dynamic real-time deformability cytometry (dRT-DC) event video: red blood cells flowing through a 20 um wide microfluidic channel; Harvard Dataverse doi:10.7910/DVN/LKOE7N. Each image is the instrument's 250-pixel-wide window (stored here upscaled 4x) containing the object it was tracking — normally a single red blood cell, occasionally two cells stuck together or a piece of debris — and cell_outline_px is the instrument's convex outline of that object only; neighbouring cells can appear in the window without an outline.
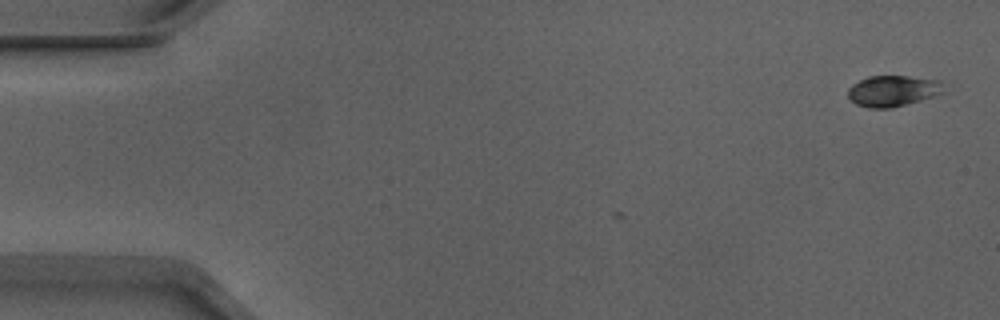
{"species": "Egyptian fruit bat (a non-hibernating species)", "species_latin": "Rousettus aegyptiacus", "temperature_condition": "warm", "stored_images_in_passage": 2, "camera_frame_rate_fps": 3000, "um_per_image_px": 0.085, "animal": {"sex": "male"}, "frame": {"image": 1, "passage_image": 2, "time_ms": 0.333, "image_size_px": [1000, 320], "cell_outline_px": [[948, 92], [892, 108], [868, 108], [856, 104], [848, 96], [848, 88], [852, 84], [868, 76], [908, 76], [940, 80]], "centroid_in_image_um": [75.93, 7.72], "position_along_channel_um": 9.1, "area_um2": 17.46}}